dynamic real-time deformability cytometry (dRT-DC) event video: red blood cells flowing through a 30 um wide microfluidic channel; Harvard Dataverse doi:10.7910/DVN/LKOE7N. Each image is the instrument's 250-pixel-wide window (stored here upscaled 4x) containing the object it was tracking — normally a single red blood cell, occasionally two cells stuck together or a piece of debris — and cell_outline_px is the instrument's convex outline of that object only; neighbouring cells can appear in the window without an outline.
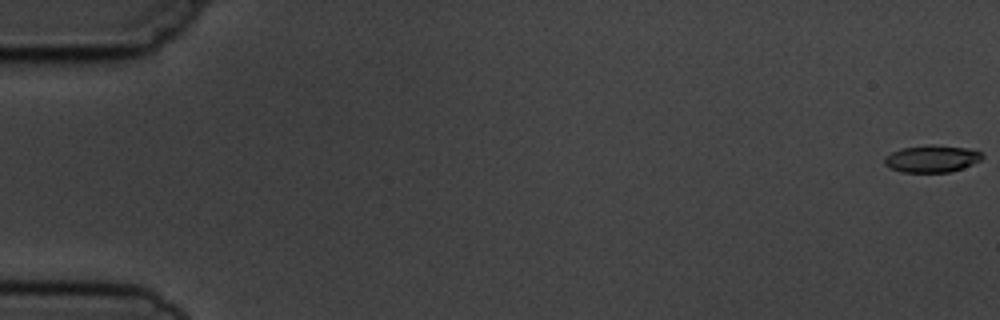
{"species": "common noctule bat (a hibernating species)", "species_latin": "Nyctalus noctula", "temperature_condition": "cold", "stored_images_in_passage": 8, "camera_frame_rate_fps": 3000, "um_per_image_px": 0.085, "animal": {"sex": "male", "body_mass_g": 19.5, "forearm_length_mm": 54.6}, "frame": {"image": 1, "passage_image": 1, "time_ms": 0.0, "image_size_px": [1000, 320], "cell_outline_px": [[984, 156], [980, 160], [964, 168], [952, 172], [904, 172], [892, 168], [884, 164], [884, 156], [900, 148], [928, 144], [936, 144], [968, 148], [980, 152]], "centroid_in_image_um": [79.21, 13.47], "position_along_channel_um": 5.8, "area_um2": 15.61}}
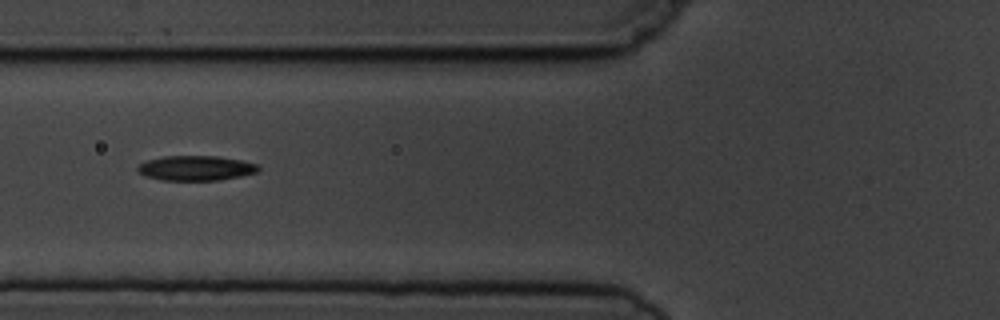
{"frame": {"image": 2, "passage_image": 7, "time_ms": 7.0, "image_size_px": [1000, 320], "cell_outline_px": [[260, 168], [256, 172], [240, 176], [220, 180], [160, 180], [144, 176], [136, 168], [140, 164], [148, 160], [164, 156], [216, 156], [240, 160], [260, 164]], "centroid_in_image_um": [16.66, 14.29], "position_along_channel_um": 109.1, "area_um2": 17.46}}
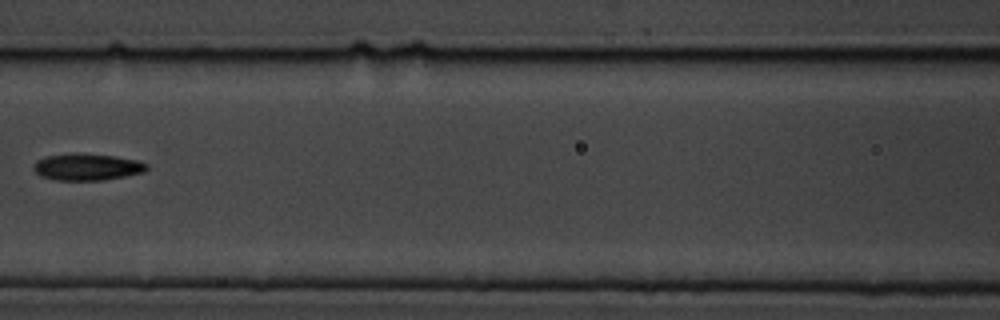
{"frame": {"image": 3, "passage_image": 8, "time_ms": 8.333, "image_size_px": [1000, 320], "cell_outline_px": [[148, 168], [144, 172], [104, 180], [52, 180], [40, 176], [32, 168], [36, 160], [44, 156], [76, 152], [112, 156], [136, 160], [148, 164]], "centroid_in_image_um": [7.34, 14.18], "position_along_channel_um": 159.3, "area_um2": 17.8}}